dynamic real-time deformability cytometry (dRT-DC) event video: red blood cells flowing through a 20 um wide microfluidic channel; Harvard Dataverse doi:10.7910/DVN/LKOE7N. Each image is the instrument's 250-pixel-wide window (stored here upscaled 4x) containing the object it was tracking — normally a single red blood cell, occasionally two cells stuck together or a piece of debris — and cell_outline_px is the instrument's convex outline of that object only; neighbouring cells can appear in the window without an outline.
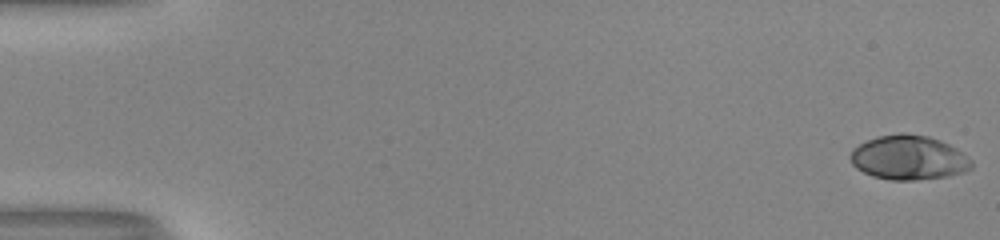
{"species": "human", "species_latin": "Homo sapiens", "temperature_condition": "room temperature", "stored_images_in_passage": 53, "camera_frame_rate_fps": 3000, "um_per_image_px": 0.085, "donor": {"sex": "male"}, "frame": {"image": 1, "passage_image": 1, "time_ms": 0.0, "image_size_px": [1000, 240], "cell_outline_px": [[972, 168], [964, 172], [948, 176], [912, 180], [888, 180], [872, 176], [856, 168], [852, 164], [848, 156], [852, 148], [868, 140], [880, 136], [900, 132], [904, 132], [928, 136], [940, 140], [964, 152], [972, 160]], "centroid_in_image_um": [77.23, 13.39], "position_along_channel_um": 7.8, "area_um2": 31.62}}
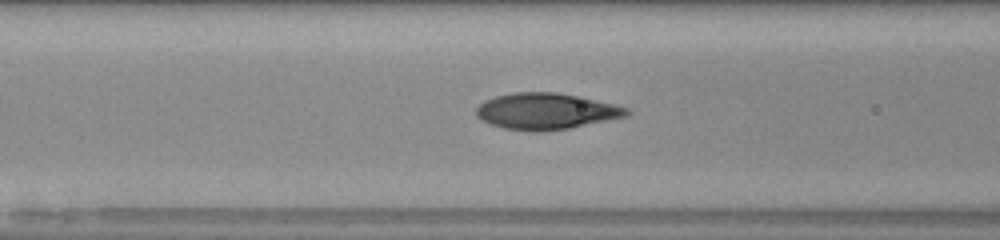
{"frame": {"image": 2, "passage_image": 23, "time_ms": 7.333, "image_size_px": [1000, 240], "cell_outline_px": [[632, 112], [628, 116], [568, 128], [540, 132], [532, 132], [504, 128], [480, 120], [476, 116], [476, 108], [480, 104], [496, 96], [512, 92], [556, 92], [580, 96], [628, 108]], "centroid_in_image_um": [46.41, 9.46], "position_along_channel_um": 120.2, "area_um2": 31.73}}
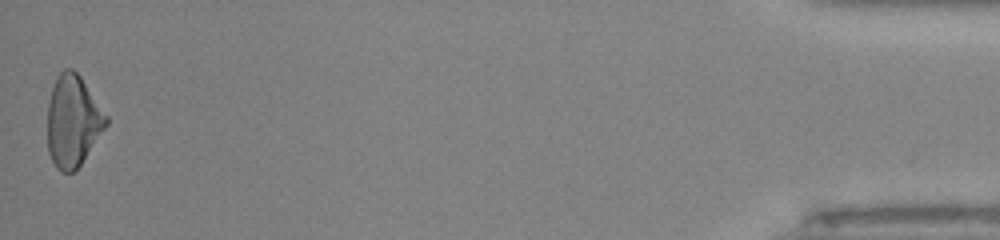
{"frame": {"image": 3, "passage_image": 53, "time_ms": 17.333, "image_size_px": [1000, 240], "cell_outline_px": [[108, 124], [80, 164], [72, 172], [60, 172], [56, 168], [48, 152], [48, 104], [52, 88], [56, 76], [64, 68], [72, 68], [80, 76], [108, 116]], "centroid_in_image_um": [6.19, 10.27], "position_along_channel_um": 429.0, "area_um2": 31.1}, "authors_computed_cell_mechanics": {"area_um2": 31.212, "velocity_mm_per_s": 4.0341, "shape_relaxation_time_tau1_ms": 7.4261, "shape_relaxation_time_tau2_ms": 0.7979, "deformation_change_tau1": 0.2727, "deformation_change_tau2": 0.042}}